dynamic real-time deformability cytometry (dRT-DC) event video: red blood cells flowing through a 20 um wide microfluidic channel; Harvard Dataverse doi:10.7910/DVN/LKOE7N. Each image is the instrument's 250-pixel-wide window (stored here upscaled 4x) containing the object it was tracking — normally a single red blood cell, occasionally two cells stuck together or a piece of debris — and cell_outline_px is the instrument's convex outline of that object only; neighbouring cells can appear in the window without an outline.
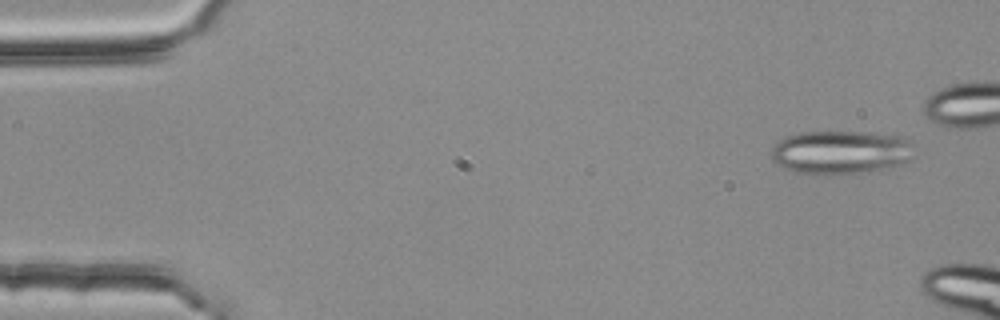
{"species": "common noctule bat (a hibernating species)", "species_latin": "Nyctalus noctula", "temperature_condition": "room temperature", "stored_images_in_passage": 4, "segment_of_instrument_passage": [2, 2], "camera_frame_rate_fps": 3000, "um_per_image_px": 0.085, "animal": {"sex": "female", "body_mass_g": 25.1}, "frame": {"image": 1, "passage_image": 4, "time_ms": 1.0, "image_size_px": [1000, 320], "cell_outline_px": [[916, 156], [900, 164], [868, 172], [832, 176], [812, 176], [792, 172], [776, 164], [772, 160], [772, 148], [784, 136], [800, 132], [872, 132], [904, 136], [912, 144]], "centroid_in_image_um": [71.46, 12.97], "position_along_channel_um": 13.5, "area_um2": 37.4}}